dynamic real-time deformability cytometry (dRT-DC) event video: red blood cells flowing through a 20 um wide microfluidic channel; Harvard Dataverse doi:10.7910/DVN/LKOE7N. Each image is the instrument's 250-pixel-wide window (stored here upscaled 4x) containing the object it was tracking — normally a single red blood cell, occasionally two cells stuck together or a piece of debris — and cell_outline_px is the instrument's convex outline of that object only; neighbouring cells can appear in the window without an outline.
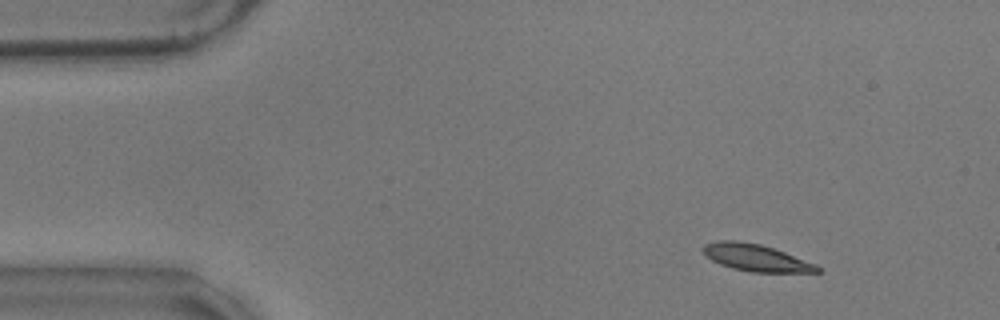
{"species": "common noctule bat (a hibernating species)", "species_latin": "Nyctalus noctula", "temperature_condition": "warm", "stored_images_in_passage": 58, "camera_frame_rate_fps": 3000, "um_per_image_px": 0.085, "animal": {"sex": "male", "body_mass_g": 17.9}, "frame": {"image": 1, "passage_image": 7, "time_ms": 2.0, "image_size_px": [1000, 320], "cell_outline_px": [[820, 272], [752, 272], [732, 268], [720, 264], [704, 256], [700, 248], [704, 244], [720, 240], [736, 240], [760, 244], [784, 252], [816, 264], [820, 268]], "centroid_in_image_um": [64.19, 21.9], "position_along_channel_um": 20.8, "area_um2": 17.92}}
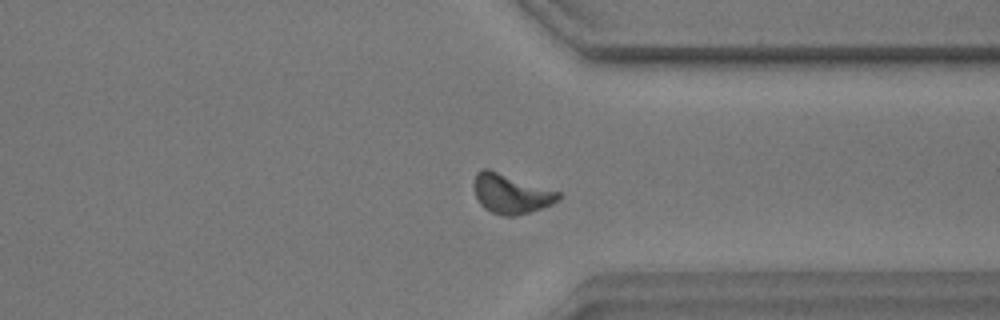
{"frame": {"image": 2, "passage_image": 44, "time_ms": 14.333, "image_size_px": [1000, 320], "cell_outline_px": [[560, 200], [552, 204], [516, 216], [504, 216], [492, 212], [484, 208], [480, 204], [476, 196], [476, 172], [480, 168], [488, 168], [560, 192]], "centroid_in_image_um": [43.45, 16.46], "position_along_channel_um": 368.0, "area_um2": 19.19}}
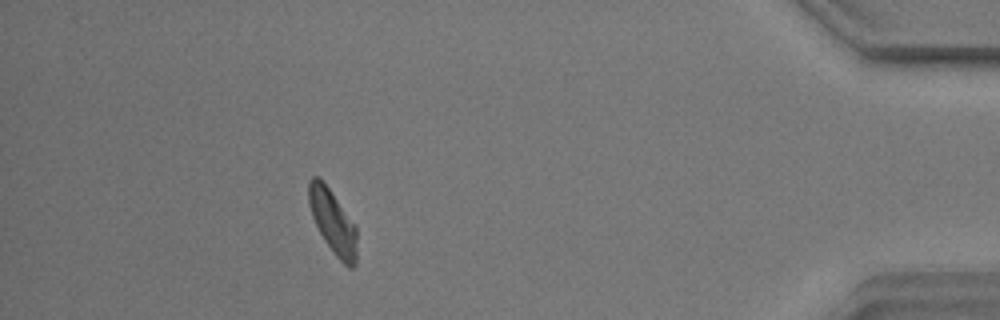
{"frame": {"image": 3, "passage_image": 52, "time_ms": 17.0, "image_size_px": [1000, 320], "cell_outline_px": [[356, 264], [352, 268], [348, 268], [336, 256], [324, 240], [312, 216], [308, 204], [308, 180], [312, 176], [320, 176], [324, 180], [356, 228]], "centroid_in_image_um": [28.26, 18.81], "position_along_channel_um": 406.9, "area_um2": 17.86}, "authors_computed_cell_mechanics": {"area_um2": 18.2937, "velocity_mm_per_s": 3.4609, "shape_relaxation_time_tau1_ms": 3.8878, "shape_relaxation_time_tau2_ms": 3.6751, "deformation_change_tau1": 0.1323, "deformation_change_tau2": 0.0902}}